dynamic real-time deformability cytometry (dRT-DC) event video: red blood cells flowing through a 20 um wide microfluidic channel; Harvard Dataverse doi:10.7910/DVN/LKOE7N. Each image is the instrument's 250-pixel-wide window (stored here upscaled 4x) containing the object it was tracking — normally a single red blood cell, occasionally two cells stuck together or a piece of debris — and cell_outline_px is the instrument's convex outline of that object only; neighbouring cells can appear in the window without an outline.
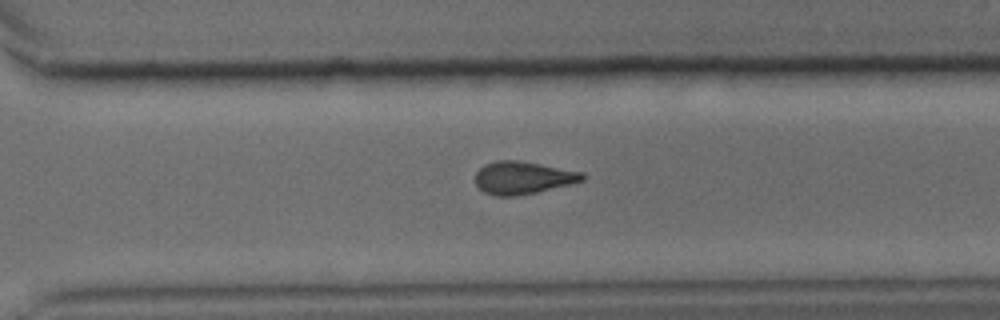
{"species": "common noctule bat (a hibernating species)", "species_latin": "Nyctalus noctula", "temperature_condition": "cold", "stored_images_in_passage": 26, "camera_frame_rate_fps": 3000, "um_per_image_px": 0.085, "animal": {"sex": "male", "body_mass_g": 15.6}, "frame": {"image": 1, "passage_image": 22, "time_ms": 7.0, "image_size_px": [1000, 320], "cell_outline_px": [[584, 180], [536, 192], [516, 196], [496, 196], [484, 192], [476, 184], [476, 172], [484, 164], [496, 160], [520, 160], [584, 172]], "centroid_in_image_um": [44.42, 15.09], "position_along_channel_um": 326.2, "area_um2": 20.29}}